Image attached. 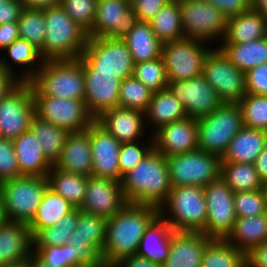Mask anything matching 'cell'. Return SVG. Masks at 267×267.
I'll use <instances>...</instances> for the list:
<instances>
[{
	"instance_id": "obj_1",
	"label": "cell",
	"mask_w": 267,
	"mask_h": 267,
	"mask_svg": "<svg viewBox=\"0 0 267 267\" xmlns=\"http://www.w3.org/2000/svg\"><path fill=\"white\" fill-rule=\"evenodd\" d=\"M159 214L153 205L127 203L107 219L106 239L102 249L105 263H118L137 252L146 228Z\"/></svg>"
},
{
	"instance_id": "obj_2",
	"label": "cell",
	"mask_w": 267,
	"mask_h": 267,
	"mask_svg": "<svg viewBox=\"0 0 267 267\" xmlns=\"http://www.w3.org/2000/svg\"><path fill=\"white\" fill-rule=\"evenodd\" d=\"M120 183L128 203L159 208L171 190L166 158L153 148Z\"/></svg>"
},
{
	"instance_id": "obj_3",
	"label": "cell",
	"mask_w": 267,
	"mask_h": 267,
	"mask_svg": "<svg viewBox=\"0 0 267 267\" xmlns=\"http://www.w3.org/2000/svg\"><path fill=\"white\" fill-rule=\"evenodd\" d=\"M46 34L42 59H76L81 56L88 40L87 31L58 5L43 10Z\"/></svg>"
},
{
	"instance_id": "obj_4",
	"label": "cell",
	"mask_w": 267,
	"mask_h": 267,
	"mask_svg": "<svg viewBox=\"0 0 267 267\" xmlns=\"http://www.w3.org/2000/svg\"><path fill=\"white\" fill-rule=\"evenodd\" d=\"M159 214L175 231L202 232L207 220V204L203 187L174 186Z\"/></svg>"
},
{
	"instance_id": "obj_5",
	"label": "cell",
	"mask_w": 267,
	"mask_h": 267,
	"mask_svg": "<svg viewBox=\"0 0 267 267\" xmlns=\"http://www.w3.org/2000/svg\"><path fill=\"white\" fill-rule=\"evenodd\" d=\"M30 82L46 96L84 100L85 79L80 58L45 60Z\"/></svg>"
},
{
	"instance_id": "obj_6",
	"label": "cell",
	"mask_w": 267,
	"mask_h": 267,
	"mask_svg": "<svg viewBox=\"0 0 267 267\" xmlns=\"http://www.w3.org/2000/svg\"><path fill=\"white\" fill-rule=\"evenodd\" d=\"M83 72L115 74L123 80L132 76L134 61L126 42L121 38H90L81 56Z\"/></svg>"
},
{
	"instance_id": "obj_7",
	"label": "cell",
	"mask_w": 267,
	"mask_h": 267,
	"mask_svg": "<svg viewBox=\"0 0 267 267\" xmlns=\"http://www.w3.org/2000/svg\"><path fill=\"white\" fill-rule=\"evenodd\" d=\"M198 149L216 155H224L229 142L243 127L239 104L223 103L209 115L197 119Z\"/></svg>"
},
{
	"instance_id": "obj_8",
	"label": "cell",
	"mask_w": 267,
	"mask_h": 267,
	"mask_svg": "<svg viewBox=\"0 0 267 267\" xmlns=\"http://www.w3.org/2000/svg\"><path fill=\"white\" fill-rule=\"evenodd\" d=\"M0 187L7 220L28 225L49 184L47 177L22 175L1 183Z\"/></svg>"
},
{
	"instance_id": "obj_9",
	"label": "cell",
	"mask_w": 267,
	"mask_h": 267,
	"mask_svg": "<svg viewBox=\"0 0 267 267\" xmlns=\"http://www.w3.org/2000/svg\"><path fill=\"white\" fill-rule=\"evenodd\" d=\"M171 187L201 186L220 178L221 158L200 149L166 158Z\"/></svg>"
},
{
	"instance_id": "obj_10",
	"label": "cell",
	"mask_w": 267,
	"mask_h": 267,
	"mask_svg": "<svg viewBox=\"0 0 267 267\" xmlns=\"http://www.w3.org/2000/svg\"><path fill=\"white\" fill-rule=\"evenodd\" d=\"M106 224L107 219L78 209L76 229L68 241L74 251V267H101L105 264L102 249Z\"/></svg>"
},
{
	"instance_id": "obj_11",
	"label": "cell",
	"mask_w": 267,
	"mask_h": 267,
	"mask_svg": "<svg viewBox=\"0 0 267 267\" xmlns=\"http://www.w3.org/2000/svg\"><path fill=\"white\" fill-rule=\"evenodd\" d=\"M209 44V45H208ZM204 40L183 38L162 45L168 81H183L203 74L204 60L211 50Z\"/></svg>"
},
{
	"instance_id": "obj_12",
	"label": "cell",
	"mask_w": 267,
	"mask_h": 267,
	"mask_svg": "<svg viewBox=\"0 0 267 267\" xmlns=\"http://www.w3.org/2000/svg\"><path fill=\"white\" fill-rule=\"evenodd\" d=\"M35 115L55 124L68 133L86 130L95 120L88 112L84 100L64 99L43 95L32 83Z\"/></svg>"
},
{
	"instance_id": "obj_13",
	"label": "cell",
	"mask_w": 267,
	"mask_h": 267,
	"mask_svg": "<svg viewBox=\"0 0 267 267\" xmlns=\"http://www.w3.org/2000/svg\"><path fill=\"white\" fill-rule=\"evenodd\" d=\"M179 6L184 38L204 40L210 44L215 40L214 46L222 41L227 18L219 9L203 0H186Z\"/></svg>"
},
{
	"instance_id": "obj_14",
	"label": "cell",
	"mask_w": 267,
	"mask_h": 267,
	"mask_svg": "<svg viewBox=\"0 0 267 267\" xmlns=\"http://www.w3.org/2000/svg\"><path fill=\"white\" fill-rule=\"evenodd\" d=\"M202 75L223 103L238 104L246 95L245 73L231 64L217 46L207 54Z\"/></svg>"
},
{
	"instance_id": "obj_15",
	"label": "cell",
	"mask_w": 267,
	"mask_h": 267,
	"mask_svg": "<svg viewBox=\"0 0 267 267\" xmlns=\"http://www.w3.org/2000/svg\"><path fill=\"white\" fill-rule=\"evenodd\" d=\"M34 116L31 82H19L0 101V138L13 141L30 129Z\"/></svg>"
},
{
	"instance_id": "obj_16",
	"label": "cell",
	"mask_w": 267,
	"mask_h": 267,
	"mask_svg": "<svg viewBox=\"0 0 267 267\" xmlns=\"http://www.w3.org/2000/svg\"><path fill=\"white\" fill-rule=\"evenodd\" d=\"M207 204V220L202 231L210 238L225 239L237 219L234 191L220 177L203 188Z\"/></svg>"
},
{
	"instance_id": "obj_17",
	"label": "cell",
	"mask_w": 267,
	"mask_h": 267,
	"mask_svg": "<svg viewBox=\"0 0 267 267\" xmlns=\"http://www.w3.org/2000/svg\"><path fill=\"white\" fill-rule=\"evenodd\" d=\"M167 88L182 103L189 118L197 120L205 117L223 104L203 75L189 80L169 81Z\"/></svg>"
},
{
	"instance_id": "obj_18",
	"label": "cell",
	"mask_w": 267,
	"mask_h": 267,
	"mask_svg": "<svg viewBox=\"0 0 267 267\" xmlns=\"http://www.w3.org/2000/svg\"><path fill=\"white\" fill-rule=\"evenodd\" d=\"M138 22L130 0H98L92 28L87 32L90 38H123Z\"/></svg>"
},
{
	"instance_id": "obj_19",
	"label": "cell",
	"mask_w": 267,
	"mask_h": 267,
	"mask_svg": "<svg viewBox=\"0 0 267 267\" xmlns=\"http://www.w3.org/2000/svg\"><path fill=\"white\" fill-rule=\"evenodd\" d=\"M127 203L120 182L90 176L87 179L85 198L80 210L108 219Z\"/></svg>"
},
{
	"instance_id": "obj_20",
	"label": "cell",
	"mask_w": 267,
	"mask_h": 267,
	"mask_svg": "<svg viewBox=\"0 0 267 267\" xmlns=\"http://www.w3.org/2000/svg\"><path fill=\"white\" fill-rule=\"evenodd\" d=\"M92 176L121 181L119 151L121 143L96 120L90 124Z\"/></svg>"
},
{
	"instance_id": "obj_21",
	"label": "cell",
	"mask_w": 267,
	"mask_h": 267,
	"mask_svg": "<svg viewBox=\"0 0 267 267\" xmlns=\"http://www.w3.org/2000/svg\"><path fill=\"white\" fill-rule=\"evenodd\" d=\"M198 125L193 118H183L160 127L153 134V145L165 158L198 149Z\"/></svg>"
},
{
	"instance_id": "obj_22",
	"label": "cell",
	"mask_w": 267,
	"mask_h": 267,
	"mask_svg": "<svg viewBox=\"0 0 267 267\" xmlns=\"http://www.w3.org/2000/svg\"><path fill=\"white\" fill-rule=\"evenodd\" d=\"M95 120L120 143L136 142L152 137V134H148L145 112L137 109L114 107L103 112Z\"/></svg>"
},
{
	"instance_id": "obj_23",
	"label": "cell",
	"mask_w": 267,
	"mask_h": 267,
	"mask_svg": "<svg viewBox=\"0 0 267 267\" xmlns=\"http://www.w3.org/2000/svg\"><path fill=\"white\" fill-rule=\"evenodd\" d=\"M85 79L84 103L96 119L103 112L118 107L121 80L115 74L83 72Z\"/></svg>"
},
{
	"instance_id": "obj_24",
	"label": "cell",
	"mask_w": 267,
	"mask_h": 267,
	"mask_svg": "<svg viewBox=\"0 0 267 267\" xmlns=\"http://www.w3.org/2000/svg\"><path fill=\"white\" fill-rule=\"evenodd\" d=\"M211 239L202 232L175 231L169 255L161 267H200L204 249Z\"/></svg>"
},
{
	"instance_id": "obj_25",
	"label": "cell",
	"mask_w": 267,
	"mask_h": 267,
	"mask_svg": "<svg viewBox=\"0 0 267 267\" xmlns=\"http://www.w3.org/2000/svg\"><path fill=\"white\" fill-rule=\"evenodd\" d=\"M54 166L65 172L92 176L90 126L86 130L68 133L60 158Z\"/></svg>"
},
{
	"instance_id": "obj_26",
	"label": "cell",
	"mask_w": 267,
	"mask_h": 267,
	"mask_svg": "<svg viewBox=\"0 0 267 267\" xmlns=\"http://www.w3.org/2000/svg\"><path fill=\"white\" fill-rule=\"evenodd\" d=\"M4 52H6L8 60L6 57L4 58L3 55H0V66L19 82H30L35 77L44 61L40 56L39 50L21 38L12 42L2 51V53ZM13 65L19 66L20 68L17 69L16 66Z\"/></svg>"
},
{
	"instance_id": "obj_27",
	"label": "cell",
	"mask_w": 267,
	"mask_h": 267,
	"mask_svg": "<svg viewBox=\"0 0 267 267\" xmlns=\"http://www.w3.org/2000/svg\"><path fill=\"white\" fill-rule=\"evenodd\" d=\"M33 252V237L25 223L0 225V265L27 261Z\"/></svg>"
},
{
	"instance_id": "obj_28",
	"label": "cell",
	"mask_w": 267,
	"mask_h": 267,
	"mask_svg": "<svg viewBox=\"0 0 267 267\" xmlns=\"http://www.w3.org/2000/svg\"><path fill=\"white\" fill-rule=\"evenodd\" d=\"M174 232L171 224L158 214L146 228L136 255L147 258L161 267L169 255Z\"/></svg>"
},
{
	"instance_id": "obj_29",
	"label": "cell",
	"mask_w": 267,
	"mask_h": 267,
	"mask_svg": "<svg viewBox=\"0 0 267 267\" xmlns=\"http://www.w3.org/2000/svg\"><path fill=\"white\" fill-rule=\"evenodd\" d=\"M12 142L20 170V176L47 177L53 165L46 159L40 147V143L33 133L28 130Z\"/></svg>"
},
{
	"instance_id": "obj_30",
	"label": "cell",
	"mask_w": 267,
	"mask_h": 267,
	"mask_svg": "<svg viewBox=\"0 0 267 267\" xmlns=\"http://www.w3.org/2000/svg\"><path fill=\"white\" fill-rule=\"evenodd\" d=\"M186 117L187 114L182 103L168 88L153 93L148 108L145 111V122L149 134L150 132L153 134L164 125Z\"/></svg>"
},
{
	"instance_id": "obj_31",
	"label": "cell",
	"mask_w": 267,
	"mask_h": 267,
	"mask_svg": "<svg viewBox=\"0 0 267 267\" xmlns=\"http://www.w3.org/2000/svg\"><path fill=\"white\" fill-rule=\"evenodd\" d=\"M267 145V132L243 126L229 142L221 162L254 164Z\"/></svg>"
},
{
	"instance_id": "obj_32",
	"label": "cell",
	"mask_w": 267,
	"mask_h": 267,
	"mask_svg": "<svg viewBox=\"0 0 267 267\" xmlns=\"http://www.w3.org/2000/svg\"><path fill=\"white\" fill-rule=\"evenodd\" d=\"M267 36V19L253 8L227 19L226 33L220 44H240Z\"/></svg>"
},
{
	"instance_id": "obj_33",
	"label": "cell",
	"mask_w": 267,
	"mask_h": 267,
	"mask_svg": "<svg viewBox=\"0 0 267 267\" xmlns=\"http://www.w3.org/2000/svg\"><path fill=\"white\" fill-rule=\"evenodd\" d=\"M225 239L248 255L267 240V212L257 216L237 218Z\"/></svg>"
},
{
	"instance_id": "obj_34",
	"label": "cell",
	"mask_w": 267,
	"mask_h": 267,
	"mask_svg": "<svg viewBox=\"0 0 267 267\" xmlns=\"http://www.w3.org/2000/svg\"><path fill=\"white\" fill-rule=\"evenodd\" d=\"M122 39L126 42L134 63L161 57L163 44L151 29L149 22L138 21Z\"/></svg>"
},
{
	"instance_id": "obj_35",
	"label": "cell",
	"mask_w": 267,
	"mask_h": 267,
	"mask_svg": "<svg viewBox=\"0 0 267 267\" xmlns=\"http://www.w3.org/2000/svg\"><path fill=\"white\" fill-rule=\"evenodd\" d=\"M74 209L64 197L48 187L35 216L27 225L32 237L42 229L53 227L62 217L68 215Z\"/></svg>"
},
{
	"instance_id": "obj_36",
	"label": "cell",
	"mask_w": 267,
	"mask_h": 267,
	"mask_svg": "<svg viewBox=\"0 0 267 267\" xmlns=\"http://www.w3.org/2000/svg\"><path fill=\"white\" fill-rule=\"evenodd\" d=\"M229 62L244 73L267 63V36L247 43L218 44Z\"/></svg>"
},
{
	"instance_id": "obj_37",
	"label": "cell",
	"mask_w": 267,
	"mask_h": 267,
	"mask_svg": "<svg viewBox=\"0 0 267 267\" xmlns=\"http://www.w3.org/2000/svg\"><path fill=\"white\" fill-rule=\"evenodd\" d=\"M47 179L50 189L64 197L75 209L81 208L88 177L62 171L53 165Z\"/></svg>"
},
{
	"instance_id": "obj_38",
	"label": "cell",
	"mask_w": 267,
	"mask_h": 267,
	"mask_svg": "<svg viewBox=\"0 0 267 267\" xmlns=\"http://www.w3.org/2000/svg\"><path fill=\"white\" fill-rule=\"evenodd\" d=\"M29 130L40 143L46 159L54 165L60 158L68 132L36 115L32 118Z\"/></svg>"
},
{
	"instance_id": "obj_39",
	"label": "cell",
	"mask_w": 267,
	"mask_h": 267,
	"mask_svg": "<svg viewBox=\"0 0 267 267\" xmlns=\"http://www.w3.org/2000/svg\"><path fill=\"white\" fill-rule=\"evenodd\" d=\"M200 267H247V255L226 239L212 238L204 249Z\"/></svg>"
},
{
	"instance_id": "obj_40",
	"label": "cell",
	"mask_w": 267,
	"mask_h": 267,
	"mask_svg": "<svg viewBox=\"0 0 267 267\" xmlns=\"http://www.w3.org/2000/svg\"><path fill=\"white\" fill-rule=\"evenodd\" d=\"M149 23L162 44L184 38L179 3H167Z\"/></svg>"
},
{
	"instance_id": "obj_41",
	"label": "cell",
	"mask_w": 267,
	"mask_h": 267,
	"mask_svg": "<svg viewBox=\"0 0 267 267\" xmlns=\"http://www.w3.org/2000/svg\"><path fill=\"white\" fill-rule=\"evenodd\" d=\"M220 177L234 192L254 191L263 187L251 163L221 162Z\"/></svg>"
},
{
	"instance_id": "obj_42",
	"label": "cell",
	"mask_w": 267,
	"mask_h": 267,
	"mask_svg": "<svg viewBox=\"0 0 267 267\" xmlns=\"http://www.w3.org/2000/svg\"><path fill=\"white\" fill-rule=\"evenodd\" d=\"M78 209L62 217L53 227L40 230L33 237V248L61 246L68 243L76 229Z\"/></svg>"
},
{
	"instance_id": "obj_43",
	"label": "cell",
	"mask_w": 267,
	"mask_h": 267,
	"mask_svg": "<svg viewBox=\"0 0 267 267\" xmlns=\"http://www.w3.org/2000/svg\"><path fill=\"white\" fill-rule=\"evenodd\" d=\"M18 30L19 38L26 40L40 51L46 34L43 10L24 7L18 20Z\"/></svg>"
},
{
	"instance_id": "obj_44",
	"label": "cell",
	"mask_w": 267,
	"mask_h": 267,
	"mask_svg": "<svg viewBox=\"0 0 267 267\" xmlns=\"http://www.w3.org/2000/svg\"><path fill=\"white\" fill-rule=\"evenodd\" d=\"M153 92L133 76L121 81L118 107L137 109L145 112Z\"/></svg>"
},
{
	"instance_id": "obj_45",
	"label": "cell",
	"mask_w": 267,
	"mask_h": 267,
	"mask_svg": "<svg viewBox=\"0 0 267 267\" xmlns=\"http://www.w3.org/2000/svg\"><path fill=\"white\" fill-rule=\"evenodd\" d=\"M132 76L153 93L168 87L169 81L162 56L145 62L134 63Z\"/></svg>"
},
{
	"instance_id": "obj_46",
	"label": "cell",
	"mask_w": 267,
	"mask_h": 267,
	"mask_svg": "<svg viewBox=\"0 0 267 267\" xmlns=\"http://www.w3.org/2000/svg\"><path fill=\"white\" fill-rule=\"evenodd\" d=\"M238 104L243 126L267 132V95L246 94Z\"/></svg>"
},
{
	"instance_id": "obj_47",
	"label": "cell",
	"mask_w": 267,
	"mask_h": 267,
	"mask_svg": "<svg viewBox=\"0 0 267 267\" xmlns=\"http://www.w3.org/2000/svg\"><path fill=\"white\" fill-rule=\"evenodd\" d=\"M153 148V137H148L144 141L121 143L118 157L120 174L123 176L133 169Z\"/></svg>"
},
{
	"instance_id": "obj_48",
	"label": "cell",
	"mask_w": 267,
	"mask_h": 267,
	"mask_svg": "<svg viewBox=\"0 0 267 267\" xmlns=\"http://www.w3.org/2000/svg\"><path fill=\"white\" fill-rule=\"evenodd\" d=\"M234 207L237 218L257 216L267 212L262 189L234 192Z\"/></svg>"
},
{
	"instance_id": "obj_49",
	"label": "cell",
	"mask_w": 267,
	"mask_h": 267,
	"mask_svg": "<svg viewBox=\"0 0 267 267\" xmlns=\"http://www.w3.org/2000/svg\"><path fill=\"white\" fill-rule=\"evenodd\" d=\"M98 0H61L60 6L87 32L92 28Z\"/></svg>"
},
{
	"instance_id": "obj_50",
	"label": "cell",
	"mask_w": 267,
	"mask_h": 267,
	"mask_svg": "<svg viewBox=\"0 0 267 267\" xmlns=\"http://www.w3.org/2000/svg\"><path fill=\"white\" fill-rule=\"evenodd\" d=\"M33 251L52 267H74V251L71 244L33 248Z\"/></svg>"
},
{
	"instance_id": "obj_51",
	"label": "cell",
	"mask_w": 267,
	"mask_h": 267,
	"mask_svg": "<svg viewBox=\"0 0 267 267\" xmlns=\"http://www.w3.org/2000/svg\"><path fill=\"white\" fill-rule=\"evenodd\" d=\"M20 176L13 142L0 138V184Z\"/></svg>"
},
{
	"instance_id": "obj_52",
	"label": "cell",
	"mask_w": 267,
	"mask_h": 267,
	"mask_svg": "<svg viewBox=\"0 0 267 267\" xmlns=\"http://www.w3.org/2000/svg\"><path fill=\"white\" fill-rule=\"evenodd\" d=\"M246 94L267 95V63L245 72Z\"/></svg>"
},
{
	"instance_id": "obj_53",
	"label": "cell",
	"mask_w": 267,
	"mask_h": 267,
	"mask_svg": "<svg viewBox=\"0 0 267 267\" xmlns=\"http://www.w3.org/2000/svg\"><path fill=\"white\" fill-rule=\"evenodd\" d=\"M169 0H130L131 9L138 21L149 22Z\"/></svg>"
},
{
	"instance_id": "obj_54",
	"label": "cell",
	"mask_w": 267,
	"mask_h": 267,
	"mask_svg": "<svg viewBox=\"0 0 267 267\" xmlns=\"http://www.w3.org/2000/svg\"><path fill=\"white\" fill-rule=\"evenodd\" d=\"M219 9L229 19L252 9V0H203Z\"/></svg>"
},
{
	"instance_id": "obj_55",
	"label": "cell",
	"mask_w": 267,
	"mask_h": 267,
	"mask_svg": "<svg viewBox=\"0 0 267 267\" xmlns=\"http://www.w3.org/2000/svg\"><path fill=\"white\" fill-rule=\"evenodd\" d=\"M20 0H9L0 4V25L18 22L23 9Z\"/></svg>"
},
{
	"instance_id": "obj_56",
	"label": "cell",
	"mask_w": 267,
	"mask_h": 267,
	"mask_svg": "<svg viewBox=\"0 0 267 267\" xmlns=\"http://www.w3.org/2000/svg\"><path fill=\"white\" fill-rule=\"evenodd\" d=\"M19 38L18 22L0 25V55L12 42Z\"/></svg>"
},
{
	"instance_id": "obj_57",
	"label": "cell",
	"mask_w": 267,
	"mask_h": 267,
	"mask_svg": "<svg viewBox=\"0 0 267 267\" xmlns=\"http://www.w3.org/2000/svg\"><path fill=\"white\" fill-rule=\"evenodd\" d=\"M247 267H267V240L247 255Z\"/></svg>"
},
{
	"instance_id": "obj_58",
	"label": "cell",
	"mask_w": 267,
	"mask_h": 267,
	"mask_svg": "<svg viewBox=\"0 0 267 267\" xmlns=\"http://www.w3.org/2000/svg\"><path fill=\"white\" fill-rule=\"evenodd\" d=\"M19 83V81L0 66V101Z\"/></svg>"
},
{
	"instance_id": "obj_59",
	"label": "cell",
	"mask_w": 267,
	"mask_h": 267,
	"mask_svg": "<svg viewBox=\"0 0 267 267\" xmlns=\"http://www.w3.org/2000/svg\"><path fill=\"white\" fill-rule=\"evenodd\" d=\"M122 267H160L147 258L136 254L124 257L118 262Z\"/></svg>"
},
{
	"instance_id": "obj_60",
	"label": "cell",
	"mask_w": 267,
	"mask_h": 267,
	"mask_svg": "<svg viewBox=\"0 0 267 267\" xmlns=\"http://www.w3.org/2000/svg\"><path fill=\"white\" fill-rule=\"evenodd\" d=\"M254 166L258 172L261 182L264 184L267 182V145L257 156Z\"/></svg>"
},
{
	"instance_id": "obj_61",
	"label": "cell",
	"mask_w": 267,
	"mask_h": 267,
	"mask_svg": "<svg viewBox=\"0 0 267 267\" xmlns=\"http://www.w3.org/2000/svg\"><path fill=\"white\" fill-rule=\"evenodd\" d=\"M23 7L44 10L60 5L61 0H20Z\"/></svg>"
},
{
	"instance_id": "obj_62",
	"label": "cell",
	"mask_w": 267,
	"mask_h": 267,
	"mask_svg": "<svg viewBox=\"0 0 267 267\" xmlns=\"http://www.w3.org/2000/svg\"><path fill=\"white\" fill-rule=\"evenodd\" d=\"M28 267H52L50 264L43 261L34 251L27 260Z\"/></svg>"
},
{
	"instance_id": "obj_63",
	"label": "cell",
	"mask_w": 267,
	"mask_h": 267,
	"mask_svg": "<svg viewBox=\"0 0 267 267\" xmlns=\"http://www.w3.org/2000/svg\"><path fill=\"white\" fill-rule=\"evenodd\" d=\"M252 8L267 19V0H252Z\"/></svg>"
},
{
	"instance_id": "obj_64",
	"label": "cell",
	"mask_w": 267,
	"mask_h": 267,
	"mask_svg": "<svg viewBox=\"0 0 267 267\" xmlns=\"http://www.w3.org/2000/svg\"><path fill=\"white\" fill-rule=\"evenodd\" d=\"M7 217H6V213L4 210V198H3V193L0 187V225L6 223Z\"/></svg>"
},
{
	"instance_id": "obj_65",
	"label": "cell",
	"mask_w": 267,
	"mask_h": 267,
	"mask_svg": "<svg viewBox=\"0 0 267 267\" xmlns=\"http://www.w3.org/2000/svg\"><path fill=\"white\" fill-rule=\"evenodd\" d=\"M0 267H28L27 261L14 262L0 265Z\"/></svg>"
},
{
	"instance_id": "obj_66",
	"label": "cell",
	"mask_w": 267,
	"mask_h": 267,
	"mask_svg": "<svg viewBox=\"0 0 267 267\" xmlns=\"http://www.w3.org/2000/svg\"><path fill=\"white\" fill-rule=\"evenodd\" d=\"M262 190H263V193H264V196H265V200H266V204H267V182L263 184Z\"/></svg>"
},
{
	"instance_id": "obj_67",
	"label": "cell",
	"mask_w": 267,
	"mask_h": 267,
	"mask_svg": "<svg viewBox=\"0 0 267 267\" xmlns=\"http://www.w3.org/2000/svg\"><path fill=\"white\" fill-rule=\"evenodd\" d=\"M186 0H169V2H173V3H181V2H185Z\"/></svg>"
},
{
	"instance_id": "obj_68",
	"label": "cell",
	"mask_w": 267,
	"mask_h": 267,
	"mask_svg": "<svg viewBox=\"0 0 267 267\" xmlns=\"http://www.w3.org/2000/svg\"><path fill=\"white\" fill-rule=\"evenodd\" d=\"M111 267H122L119 263H111Z\"/></svg>"
},
{
	"instance_id": "obj_69",
	"label": "cell",
	"mask_w": 267,
	"mask_h": 267,
	"mask_svg": "<svg viewBox=\"0 0 267 267\" xmlns=\"http://www.w3.org/2000/svg\"><path fill=\"white\" fill-rule=\"evenodd\" d=\"M101 267H111V263H105L103 266Z\"/></svg>"
},
{
	"instance_id": "obj_70",
	"label": "cell",
	"mask_w": 267,
	"mask_h": 267,
	"mask_svg": "<svg viewBox=\"0 0 267 267\" xmlns=\"http://www.w3.org/2000/svg\"><path fill=\"white\" fill-rule=\"evenodd\" d=\"M5 1H9V0H0V4L3 3V2H5Z\"/></svg>"
}]
</instances>
